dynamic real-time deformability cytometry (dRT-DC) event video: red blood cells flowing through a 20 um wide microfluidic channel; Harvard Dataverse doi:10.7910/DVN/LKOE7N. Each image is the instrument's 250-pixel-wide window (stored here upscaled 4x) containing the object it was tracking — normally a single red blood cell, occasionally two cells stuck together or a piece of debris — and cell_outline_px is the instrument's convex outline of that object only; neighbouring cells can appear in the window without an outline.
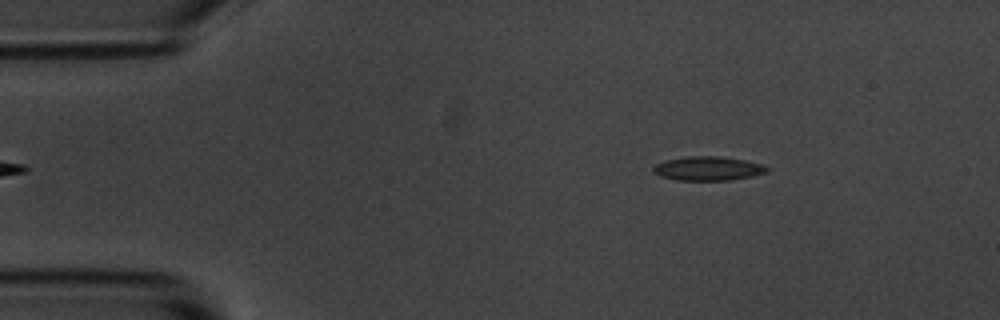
{"species": "common noctule bat (a hibernating species)", "species_latin": "Nyctalus noctula", "temperature_condition": "room temperature", "stored_images_in_passage": 48, "camera_frame_rate_fps": 3000, "um_per_image_px": 0.085, "animal": {"sex": "male", "body_mass_g": 20.1, "forearm_length_mm": 53.5}, "frame": {"image": 1, "passage_image": 2, "time_ms": 0.333, "image_size_px": [1000, 320], "cell_outline_px": [[768, 172], [752, 176], [732, 180], [676, 180], [660, 176], [652, 172], [652, 168], [656, 164], [664, 160], [684, 156], [716, 156], [744, 160], [764, 164], [768, 168]], "centroid_in_image_um": [60.16, 14.32], "position_along_channel_um": 24.8, "area_um2": 16.07}}
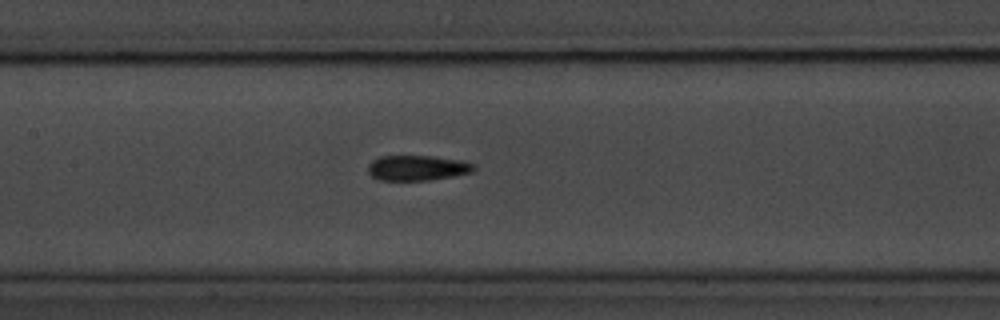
{"frame": {"image": 2, "passage_image": 19, "time_ms": 6.0, "image_size_px": [1000, 320], "cell_outline_px": [[476, 168], [472, 172], [452, 176], [428, 180], [380, 180], [372, 176], [368, 172], [368, 164], [372, 160], [380, 156], [432, 156], [464, 160], [476, 164]], "centroid_in_image_um": [35.5, 14.26], "position_along_channel_um": 171.9, "area_um2": 15.66}}
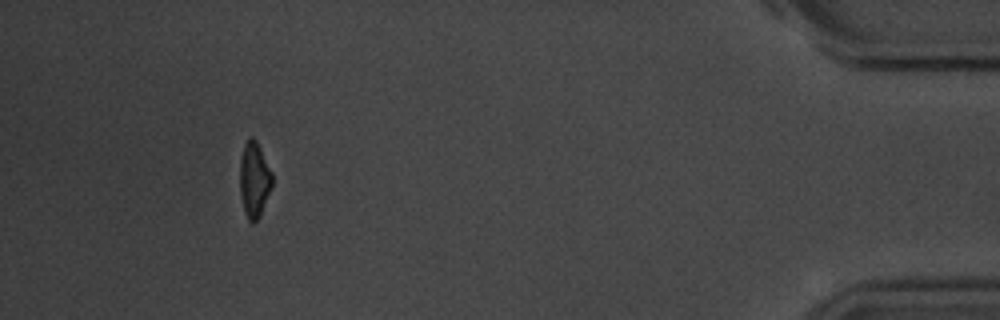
{"frame": {"image": 3, "passage_image": 44, "time_ms": 14.333, "image_size_px": [1000, 320], "cell_outline_px": [[272, 188], [260, 216], [252, 224], [248, 220], [244, 212], [240, 196], [240, 160], [244, 144], [248, 136], [252, 136], [256, 140], [272, 172]], "centroid_in_image_um": [21.6, 15.28], "position_along_channel_um": 413.6, "area_um2": 14.39}, "authors_computed_cell_mechanics": {"area_um2": 15.5771, "velocity_mm_per_s": 3.6779, "shape_relaxation_time_tau1_ms": 4.2417, "shape_relaxation_time_tau2_ms": 3.9675, "deformation_change_tau1": 0.1517, "deformation_change_tau2": 0.1122}}